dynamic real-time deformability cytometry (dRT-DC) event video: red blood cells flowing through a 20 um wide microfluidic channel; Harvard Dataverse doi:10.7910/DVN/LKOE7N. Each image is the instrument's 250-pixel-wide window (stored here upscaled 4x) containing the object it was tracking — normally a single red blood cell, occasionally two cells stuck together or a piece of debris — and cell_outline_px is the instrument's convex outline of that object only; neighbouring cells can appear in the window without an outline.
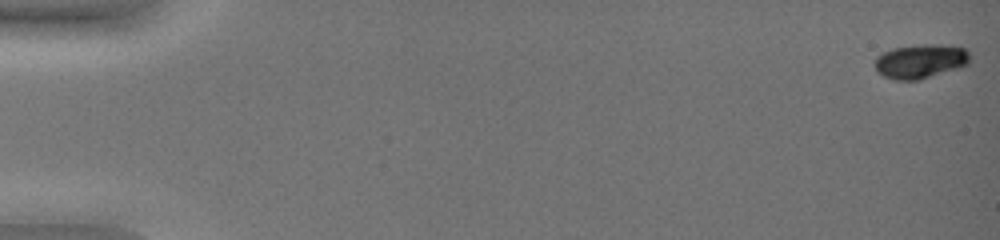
{"species": "common noctule bat (a hibernating species)", "species_latin": "Nyctalus noctula", "temperature_condition": "warm", "stored_images_in_passage": 53, "camera_frame_rate_fps": 3000, "um_per_image_px": 0.085, "animal": {"sex": "female", "body_mass_g": 19.0, "forearm_length_mm": 51.5}, "frame": {"image": 1, "passage_image": 1, "time_ms": 0.0, "image_size_px": [1000, 240], "cell_outline_px": [[968, 64], [960, 68], [920, 80], [896, 80], [884, 76], [876, 68], [876, 56], [892, 48], [924, 44], [940, 44], [964, 48], [968, 52]], "centroid_in_image_um": [78.26, 5.21], "position_along_channel_um": 6.7, "area_um2": 18.84}}
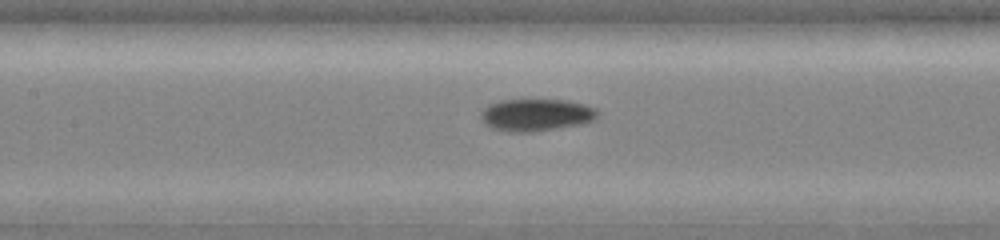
{"frame": {"image": 2, "passage_image": 28, "time_ms": 9.0, "image_size_px": [1000, 240], "cell_outline_px": [[600, 112], [596, 120], [584, 124], [532, 132], [504, 132], [492, 128], [484, 124], [480, 116], [480, 112], [488, 104], [500, 100], [564, 100], [584, 104], [596, 108]], "centroid_in_image_um": [45.58, 9.78], "position_along_channel_um": 161.8, "area_um2": 22.31}}
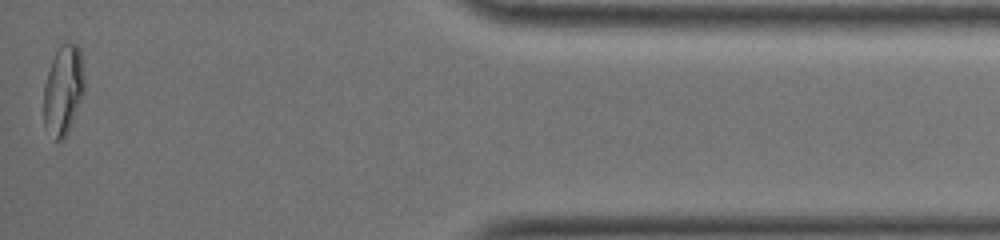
{"frame": {"image": 3, "passage_image": 53, "time_ms": 17.333, "image_size_px": [1000, 240], "cell_outline_px": [[84, 92], [68, 132], [64, 140], [56, 140], [44, 128], [44, 84], [52, 60], [60, 44], [64, 40], [68, 40], [76, 44], [80, 48], [84, 76]], "centroid_in_image_um": [5.38, 7.62], "position_along_channel_um": 429.8, "area_um2": 21.5}, "authors_computed_cell_mechanics": {"area_um2": 20.519, "velocity_mm_per_s": 3.7601, "shape_relaxation_time_tau1_ms": 4.3274, "shape_relaxation_time_tau2_ms": 1.5095, "deformation_change_tau1": 0.1805, "deformation_change_tau2": 0.0319}}